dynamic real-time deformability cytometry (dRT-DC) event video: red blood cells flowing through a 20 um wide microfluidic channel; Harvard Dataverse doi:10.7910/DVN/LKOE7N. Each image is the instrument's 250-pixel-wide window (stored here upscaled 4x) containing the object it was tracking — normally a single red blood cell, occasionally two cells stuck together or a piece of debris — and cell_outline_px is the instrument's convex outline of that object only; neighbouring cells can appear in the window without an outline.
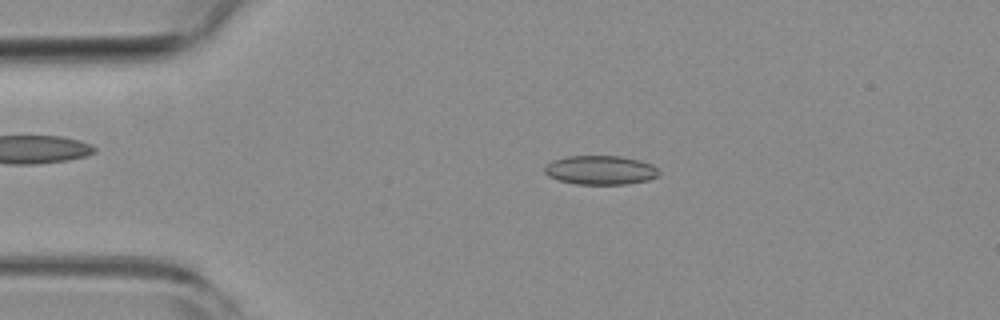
{"species": "common noctule bat (a hibernating species)", "species_latin": "Nyctalus noctula", "temperature_condition": "room temperature", "stored_images_in_passage": 53, "camera_frame_rate_fps": 3000, "um_per_image_px": 0.085, "animal": {"sex": "female", "body_mass_g": 19.3, "forearm_length_mm": 54.1}, "frame": {"image": 1, "passage_image": 10, "time_ms": 3.0, "image_size_px": [1000, 320], "cell_outline_px": [[660, 172], [656, 176], [648, 180], [628, 184], [576, 184], [560, 180], [548, 176], [544, 172], [544, 164], [552, 160], [564, 156], [620, 156], [640, 160], [652, 164]], "centroid_in_image_um": [51.0, 14.45], "position_along_channel_um": 34.0, "area_um2": 19.48}}
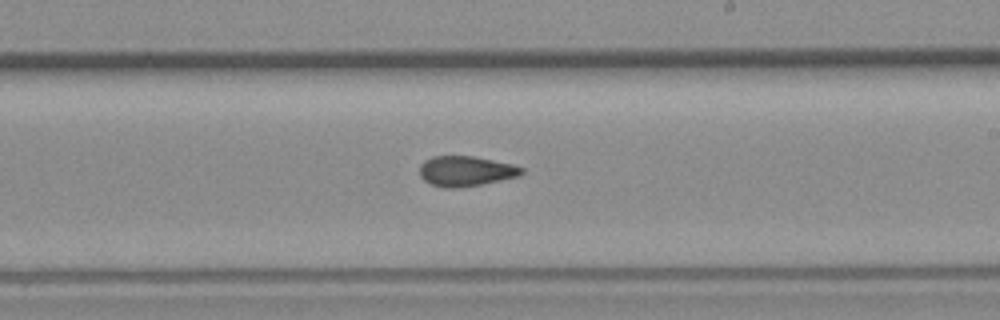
{"frame": {"image": 2, "passage_image": 30, "time_ms": 9.667, "image_size_px": [1000, 320], "cell_outline_px": [[524, 172], [520, 176], [480, 184], [452, 188], [444, 188], [428, 184], [420, 176], [420, 164], [424, 160], [432, 156], [472, 156], [512, 164], [524, 168]], "centroid_in_image_um": [39.56, 14.54], "position_along_channel_um": 249.4, "area_um2": 17.92}}
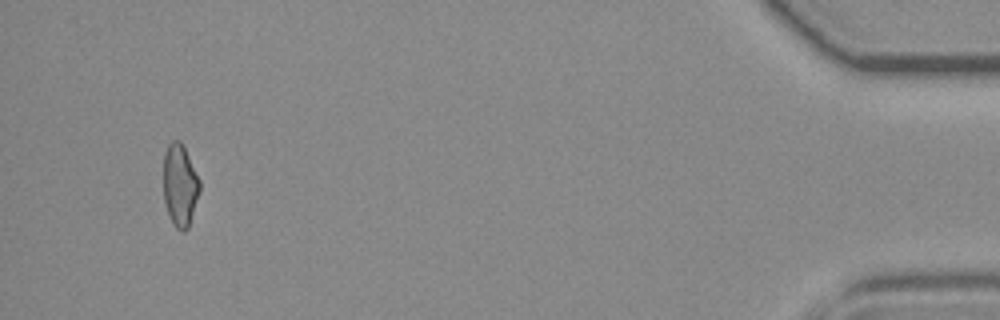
{"frame": {"image": 3, "passage_image": 50, "time_ms": 16.333, "image_size_px": [1000, 320], "cell_outline_px": [[200, 192], [188, 228], [184, 232], [180, 232], [172, 224], [164, 200], [164, 152], [168, 144], [172, 140], [180, 140], [200, 180]], "centroid_in_image_um": [15.3, 15.77], "position_along_channel_um": 419.9, "area_um2": 17.4}, "authors_computed_cell_mechanics": {"area_um2": 18.207, "velocity_mm_per_s": 3.8056, "shape_relaxation_time_tau1_ms": null, "shape_relaxation_time_tau2_ms": 2.413, "deformation_change_tau1": null, "deformation_change_tau2": 0.0908}}